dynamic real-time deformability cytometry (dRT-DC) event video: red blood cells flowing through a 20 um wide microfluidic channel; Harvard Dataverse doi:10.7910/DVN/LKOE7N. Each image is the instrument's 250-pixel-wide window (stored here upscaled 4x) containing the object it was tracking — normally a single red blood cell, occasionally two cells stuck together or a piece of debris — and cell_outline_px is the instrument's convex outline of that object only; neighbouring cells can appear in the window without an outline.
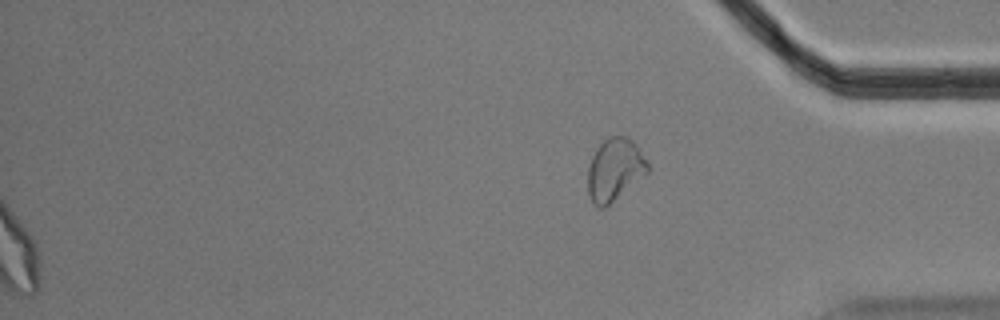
{"species": "Egyptian fruit bat (a non-hibernating species)", "species_latin": "Rousettus aegyptiacus", "temperature_condition": "cold", "stored_images_in_passage": 42, "segment_of_instrument_passage": [2, 2], "camera_frame_rate_fps": 3000, "um_per_image_px": 0.085, "animal": {"sex": "male"}, "frame": {"image": 1, "passage_image": 42, "time_ms": 13.667, "image_size_px": [1000, 320], "cell_outline_px": [[648, 172], [604, 208], [596, 208], [592, 204], [588, 192], [588, 168], [592, 156], [596, 148], [608, 136], [624, 136], [632, 140], [636, 144], [648, 164]], "centroid_in_image_um": [52.22, 14.42], "position_along_channel_um": 383.0, "area_um2": 21.56}}